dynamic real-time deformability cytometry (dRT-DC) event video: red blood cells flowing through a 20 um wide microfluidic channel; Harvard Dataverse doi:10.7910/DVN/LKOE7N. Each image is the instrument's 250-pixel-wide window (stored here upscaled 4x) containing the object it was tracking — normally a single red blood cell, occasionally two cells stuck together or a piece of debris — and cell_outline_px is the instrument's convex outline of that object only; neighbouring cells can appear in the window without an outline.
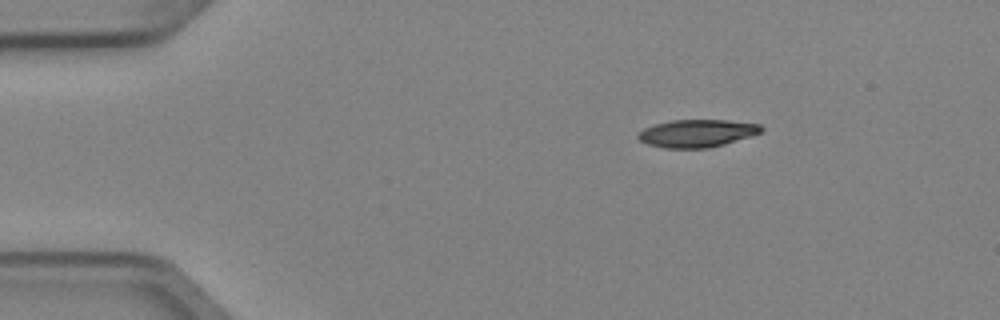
{"species": "Egyptian fruit bat (a non-hibernating species)", "species_latin": "Rousettus aegyptiacus", "temperature_condition": "cold", "stored_images_in_passage": 3, "camera_frame_rate_fps": 3000, "um_per_image_px": 0.085, "animal": {"sex": "female"}, "frame": {"image": 1, "passage_image": 1, "time_ms": 0.0, "image_size_px": [1000, 320], "cell_outline_px": [[764, 128], [760, 132], [752, 136], [724, 144], [708, 148], [664, 148], [648, 144], [640, 140], [636, 136], [644, 128], [656, 124], [672, 120], [728, 120], [760, 124]], "centroid_in_image_um": [59.26, 11.33], "position_along_channel_um": 25.7, "area_um2": 19.77}}